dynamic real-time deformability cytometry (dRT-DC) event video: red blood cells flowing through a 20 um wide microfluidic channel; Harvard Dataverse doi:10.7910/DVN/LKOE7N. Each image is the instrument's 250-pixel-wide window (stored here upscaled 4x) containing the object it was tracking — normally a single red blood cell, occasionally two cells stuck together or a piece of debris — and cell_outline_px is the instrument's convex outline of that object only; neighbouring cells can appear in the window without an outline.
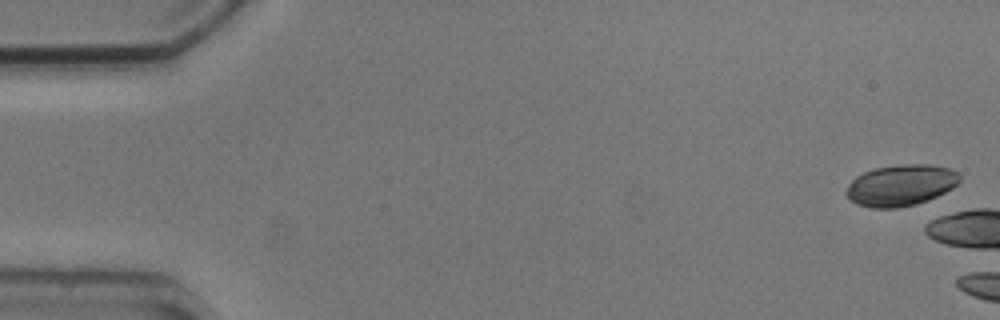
{"species": "common noctule bat (a hibernating species)", "species_latin": "Nyctalus noctula", "temperature_condition": "cold", "stored_images_in_passage": 2, "camera_frame_rate_fps": 3000, "um_per_image_px": 0.085, "animal": {"sex": "male", "body_mass_g": 20.5, "forearm_length_mm": 52.5}, "frame": {"image": 1, "passage_image": 1, "time_ms": 0.0, "image_size_px": [1000, 320], "cell_outline_px": [[960, 180], [952, 188], [928, 200], [916, 204], [896, 208], [872, 208], [856, 204], [844, 192], [848, 184], [856, 176], [864, 172], [876, 168], [904, 164], [932, 164], [948, 168], [956, 172], [960, 176]], "centroid_in_image_um": [76.55, 15.75], "position_along_channel_um": 8.5, "area_um2": 27.17}}